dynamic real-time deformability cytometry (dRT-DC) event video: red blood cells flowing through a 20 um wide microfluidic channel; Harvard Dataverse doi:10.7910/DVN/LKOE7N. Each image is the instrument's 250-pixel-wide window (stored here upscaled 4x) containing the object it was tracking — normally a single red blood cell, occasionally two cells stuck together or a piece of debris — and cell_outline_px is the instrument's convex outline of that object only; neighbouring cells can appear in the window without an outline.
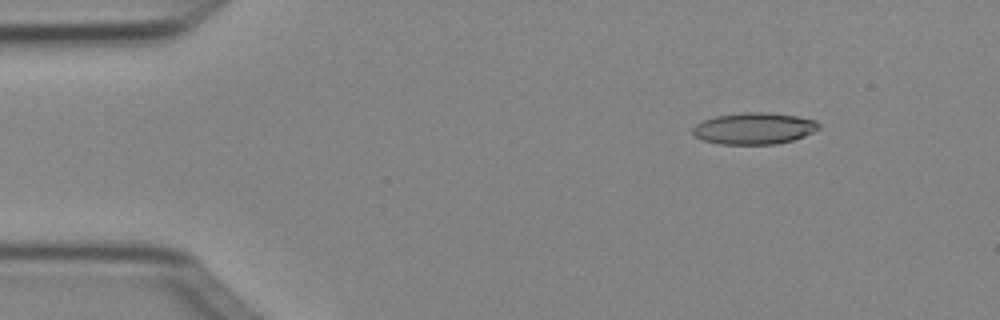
{"species": "Egyptian fruit bat (a non-hibernating species)", "species_latin": "Rousettus aegyptiacus", "temperature_condition": "cold", "stored_images_in_passage": 5, "camera_frame_rate_fps": 3000, "um_per_image_px": 0.085, "animal": {"sex": "female"}, "frame": {"image": 1, "passage_image": 2, "time_ms": 0.333, "image_size_px": [1000, 320], "cell_outline_px": [[820, 128], [804, 136], [792, 140], [776, 144], [720, 144], [704, 140], [696, 136], [692, 132], [692, 128], [700, 120], [716, 116], [744, 112], [764, 112], [796, 116], [816, 120], [820, 124]], "centroid_in_image_um": [64.09, 10.91], "position_along_channel_um": 20.9, "area_um2": 23.18}}
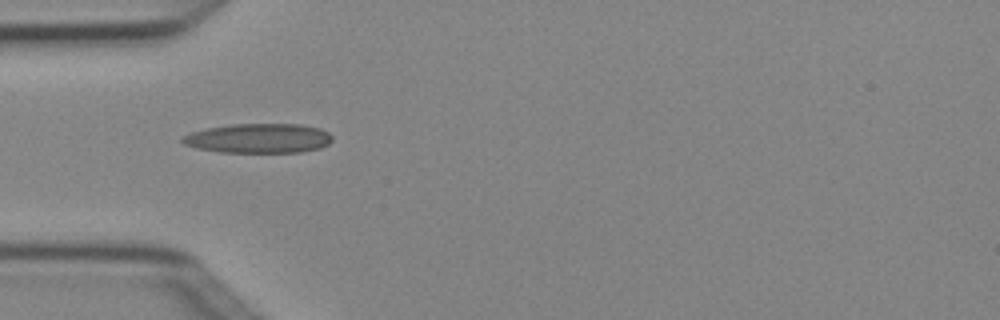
{"frame": {"image": 2, "passage_image": 4, "time_ms": 1.0, "image_size_px": [1000, 320], "cell_outline_px": [[332, 140], [328, 144], [320, 148], [300, 152], [220, 152], [196, 148], [184, 144], [180, 140], [184, 136], [192, 132], [208, 128], [232, 124], [300, 124], [320, 128], [328, 132], [332, 136]], "centroid_in_image_um": [22.0, 11.75], "position_along_channel_um": 63.0, "area_um2": 25.72}}
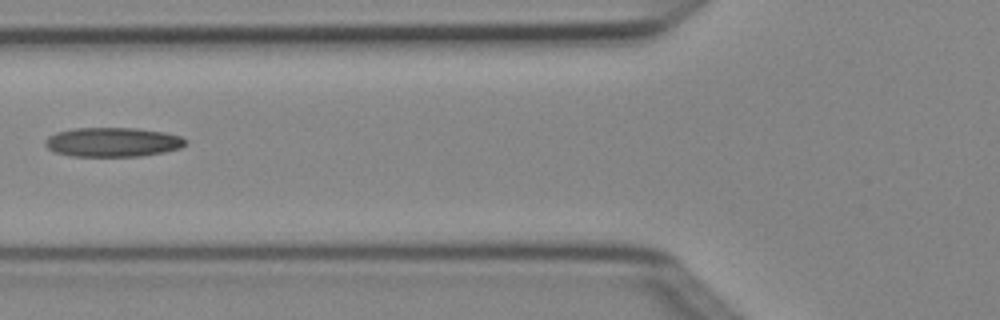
{"frame": {"image": 3, "passage_image": 5, "time_ms": 1.333, "image_size_px": [1000, 320], "cell_outline_px": [[188, 144], [180, 148], [164, 152], [140, 156], [72, 156], [56, 152], [48, 148], [44, 144], [44, 140], [48, 136], [56, 132], [72, 128], [136, 128], [164, 132], [180, 136], [188, 140]], "centroid_in_image_um": [9.59, 12.07], "position_along_channel_um": 116.2, "area_um2": 24.1}}